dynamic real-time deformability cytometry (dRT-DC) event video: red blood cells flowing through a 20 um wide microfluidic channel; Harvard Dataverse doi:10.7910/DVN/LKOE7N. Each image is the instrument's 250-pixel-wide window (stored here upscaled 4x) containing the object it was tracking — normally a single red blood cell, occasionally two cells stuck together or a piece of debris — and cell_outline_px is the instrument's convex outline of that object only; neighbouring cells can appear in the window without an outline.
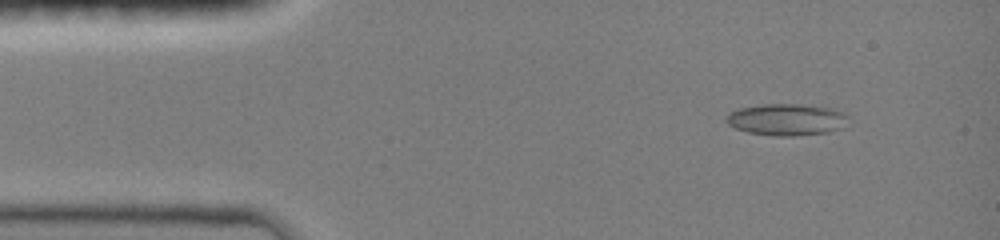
{"species": "common noctule bat (a hibernating species)", "species_latin": "Nyctalus noctula", "temperature_condition": "room temperature", "stored_images_in_passage": 47, "camera_frame_rate_fps": 3000, "um_per_image_px": 0.085, "animal": {"sex": "female", "body_mass_g": 19.0, "forearm_length_mm": 51.5}, "frame": {"image": 1, "passage_image": 5, "time_ms": 1.333, "image_size_px": [1000, 240], "cell_outline_px": [[848, 116], [844, 128], [828, 132], [792, 136], [772, 136], [748, 132], [736, 128], [728, 124], [724, 120], [728, 112], [736, 108], [760, 104], [800, 104], [832, 108], [844, 112]], "centroid_in_image_um": [66.84, 10.15], "position_along_channel_um": 18.2, "area_um2": 22.89}}
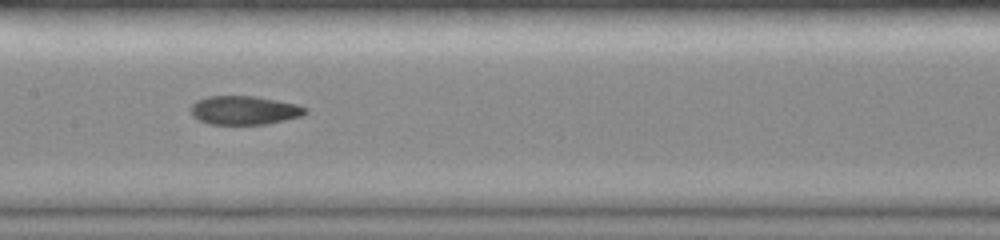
{"frame": {"image": 2, "passage_image": 23, "time_ms": 7.333, "image_size_px": [1000, 240], "cell_outline_px": [[308, 112], [300, 116], [284, 120], [264, 124], [208, 124], [196, 120], [192, 116], [188, 108], [196, 100], [208, 96], [256, 96], [296, 104], [308, 108]], "centroid_in_image_um": [20.7, 9.37], "position_along_channel_um": 186.7, "area_um2": 19.36}}
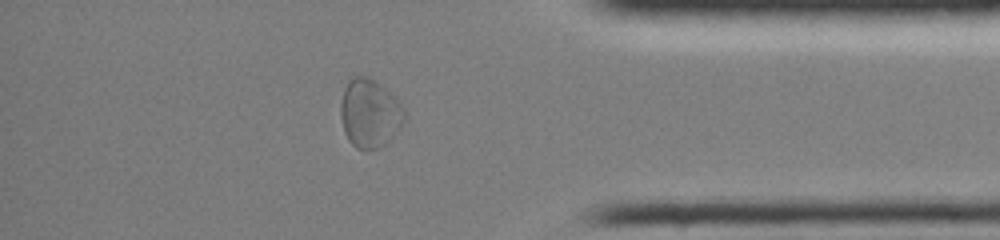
{"frame": {"image": 3, "passage_image": 40, "time_ms": 13.0, "image_size_px": [1000, 240], "cell_outline_px": [[404, 120], [392, 136], [384, 144], [376, 148], [356, 148], [348, 140], [344, 132], [340, 116], [340, 104], [344, 88], [348, 80], [352, 76], [368, 76], [380, 84], [404, 108]], "centroid_in_image_um": [31.37, 9.6], "position_along_channel_um": 403.8, "area_um2": 25.03}, "authors_computed_cell_mechanics": {"area_um2": 20.5768, "velocity_mm_per_s": 4.043, "shape_relaxation_time_tau1_ms": null, "shape_relaxation_time_tau2_ms": 2.9902, "deformation_change_tau1": null, "deformation_change_tau2": 0.0799}}